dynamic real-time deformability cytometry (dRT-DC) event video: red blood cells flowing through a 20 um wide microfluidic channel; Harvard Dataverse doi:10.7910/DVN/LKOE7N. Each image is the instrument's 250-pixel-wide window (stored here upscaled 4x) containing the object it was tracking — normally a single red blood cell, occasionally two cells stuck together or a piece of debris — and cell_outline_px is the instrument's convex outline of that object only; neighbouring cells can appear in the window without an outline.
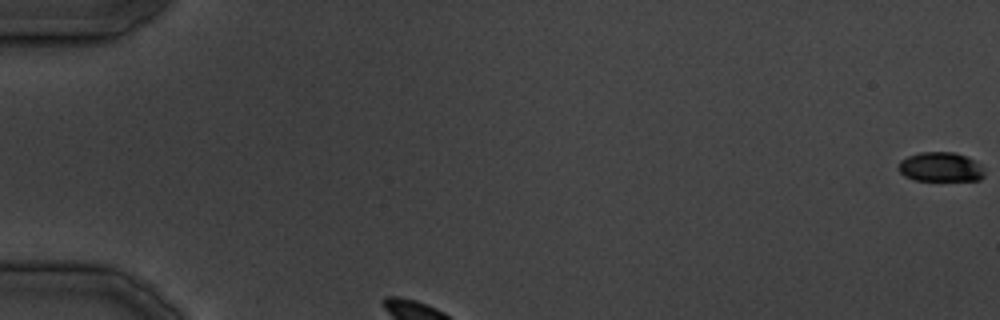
{"species": "common noctule bat (a hibernating species)", "species_latin": "Nyctalus noctula", "temperature_condition": "cold", "stored_images_in_passage": 25, "camera_frame_rate_fps": 3000, "um_per_image_px": 0.085, "animal": {"sex": "male", "body_mass_g": 19.5, "forearm_length_mm": 54.6}, "frame": {"image": 1, "passage_image": 1, "time_ms": 0.0, "image_size_px": [1000, 320], "cell_outline_px": [[984, 176], [980, 180], [916, 180], [904, 176], [900, 172], [900, 160], [908, 156], [920, 152], [956, 152], [980, 164], [984, 172]], "centroid_in_image_um": [79.95, 14.19], "position_along_channel_um": 5.1, "area_um2": 14.57}}
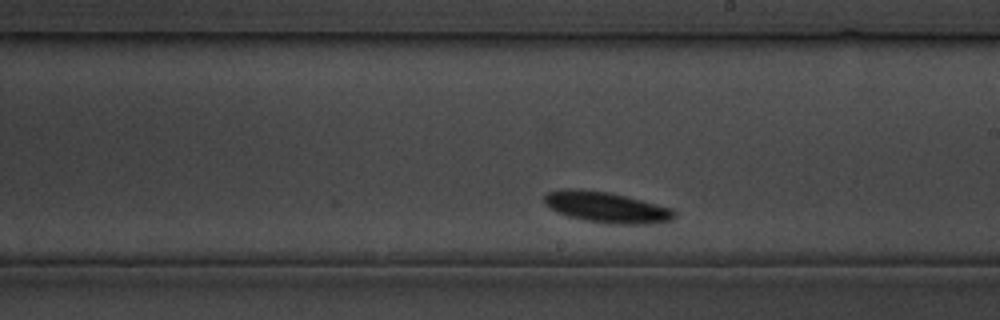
{"frame": {"image": 2, "passage_image": 15, "time_ms": 16.667, "image_size_px": [1000, 320], "cell_outline_px": [[676, 216], [672, 220], [656, 224], [604, 224], [584, 220], [568, 216], [556, 212], [544, 204], [544, 196], [548, 192], [564, 188], [576, 188], [608, 192], [672, 208], [676, 212]], "centroid_in_image_um": [51.54, 17.63], "position_along_channel_um": 237.5, "area_um2": 23.64}}